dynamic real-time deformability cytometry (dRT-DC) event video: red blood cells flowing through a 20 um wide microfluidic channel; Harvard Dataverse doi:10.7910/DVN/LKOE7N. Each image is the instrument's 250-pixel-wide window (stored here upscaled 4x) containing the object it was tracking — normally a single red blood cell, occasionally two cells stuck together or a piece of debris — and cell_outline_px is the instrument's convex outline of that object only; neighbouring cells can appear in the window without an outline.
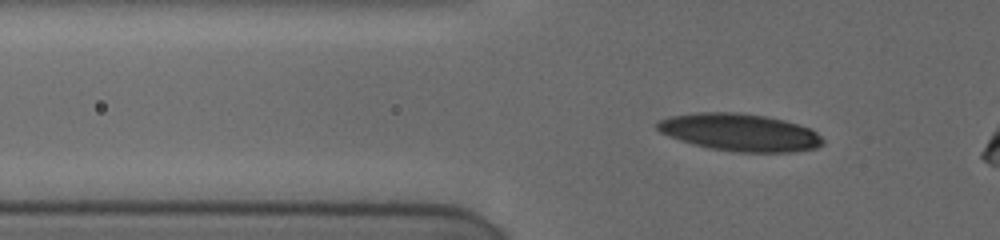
{"species": "human", "species_latin": "Homo sapiens", "temperature_condition": "cold", "stored_images_in_passage": 34, "camera_frame_rate_fps": 3000, "um_per_image_px": 0.085, "donor": {"sex": "female"}, "frame": {"image": 1, "passage_image": 9, "time_ms": 5.333, "image_size_px": [1000, 240], "cell_outline_px": [[824, 144], [816, 148], [788, 152], [736, 152], [708, 148], [692, 144], [668, 136], [660, 132], [656, 128], [656, 120], [668, 116], [696, 112], [736, 112], [764, 116], [784, 120], [808, 128], [816, 132], [824, 140]], "centroid_in_image_um": [62.82, 11.25], "position_along_channel_um": 63.0, "area_um2": 36.24}}
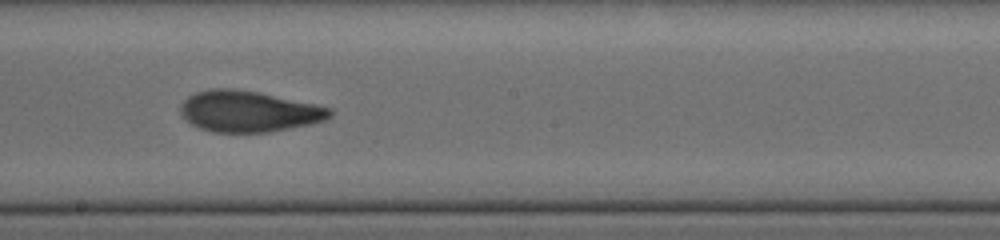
{"frame": {"image": 2, "passage_image": 21, "time_ms": 10.0, "image_size_px": [1000, 240], "cell_outline_px": [[332, 116], [324, 120], [308, 124], [268, 132], [212, 132], [200, 128], [192, 124], [180, 112], [180, 104], [188, 96], [196, 92], [212, 88], [232, 88], [260, 92], [316, 104], [332, 108]], "centroid_in_image_um": [21.13, 9.45], "position_along_channel_um": 227.1, "area_um2": 35.66}}
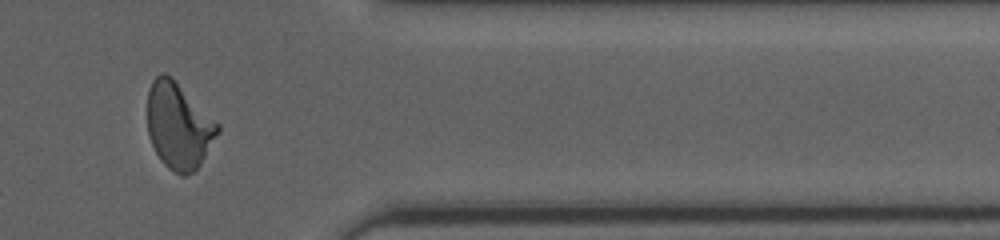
{"frame": {"image": 3, "passage_image": 30, "time_ms": 14.667, "image_size_px": [1000, 240], "cell_outline_px": [[220, 132], [200, 164], [192, 172], [184, 176], [180, 176], [168, 168], [160, 160], [148, 136], [148, 88], [152, 80], [160, 72], [164, 72], [172, 76], [220, 124]], "centroid_in_image_um": [15.19, 10.67], "position_along_channel_um": 396.2, "area_um2": 35.6}, "authors_computed_cell_mechanics": {"area_um2": 34.8823, "velocity_mm_per_s": 3.8318, "shape_relaxation_time_tau1_ms": 5.2698, "shape_relaxation_time_tau2_ms": 1.9597, "deformation_change_tau1": 0.187, "deformation_change_tau2": 0.081}}